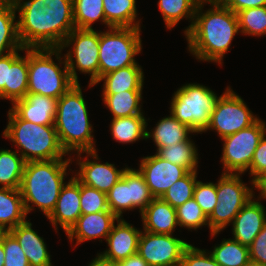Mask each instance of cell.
Listing matches in <instances>:
<instances>
[{"mask_svg":"<svg viewBox=\"0 0 266 266\" xmlns=\"http://www.w3.org/2000/svg\"><path fill=\"white\" fill-rule=\"evenodd\" d=\"M19 13L17 32L24 48H61L75 29L73 0H12Z\"/></svg>","mask_w":266,"mask_h":266,"instance_id":"1","label":"cell"},{"mask_svg":"<svg viewBox=\"0 0 266 266\" xmlns=\"http://www.w3.org/2000/svg\"><path fill=\"white\" fill-rule=\"evenodd\" d=\"M205 3H198L193 24L185 38L189 52L196 59L222 65L235 34L240 32L237 14L221 2H209L212 8L202 12Z\"/></svg>","mask_w":266,"mask_h":266,"instance_id":"2","label":"cell"},{"mask_svg":"<svg viewBox=\"0 0 266 266\" xmlns=\"http://www.w3.org/2000/svg\"><path fill=\"white\" fill-rule=\"evenodd\" d=\"M69 159L26 162L20 185L26 214L34 210L33 205L48 217L54 210L67 175ZM31 203V205L29 204Z\"/></svg>","mask_w":266,"mask_h":266,"instance_id":"3","label":"cell"},{"mask_svg":"<svg viewBox=\"0 0 266 266\" xmlns=\"http://www.w3.org/2000/svg\"><path fill=\"white\" fill-rule=\"evenodd\" d=\"M60 144L70 152H92L95 148L93 128L79 83L73 84L58 100L54 120Z\"/></svg>","mask_w":266,"mask_h":266,"instance_id":"4","label":"cell"},{"mask_svg":"<svg viewBox=\"0 0 266 266\" xmlns=\"http://www.w3.org/2000/svg\"><path fill=\"white\" fill-rule=\"evenodd\" d=\"M8 119L2 135L15 143L25 162L49 161L67 155L54 125H40L23 120L12 109L8 111Z\"/></svg>","mask_w":266,"mask_h":266,"instance_id":"5","label":"cell"},{"mask_svg":"<svg viewBox=\"0 0 266 266\" xmlns=\"http://www.w3.org/2000/svg\"><path fill=\"white\" fill-rule=\"evenodd\" d=\"M61 48H28V91L59 99L75 82L71 79ZM56 56L63 69L53 61Z\"/></svg>","mask_w":266,"mask_h":266,"instance_id":"6","label":"cell"},{"mask_svg":"<svg viewBox=\"0 0 266 266\" xmlns=\"http://www.w3.org/2000/svg\"><path fill=\"white\" fill-rule=\"evenodd\" d=\"M141 28L110 27L99 32V79L112 71L139 65L135 56L141 53Z\"/></svg>","mask_w":266,"mask_h":266,"instance_id":"7","label":"cell"},{"mask_svg":"<svg viewBox=\"0 0 266 266\" xmlns=\"http://www.w3.org/2000/svg\"><path fill=\"white\" fill-rule=\"evenodd\" d=\"M170 113L195 133L206 130L219 97L201 84H186L172 96Z\"/></svg>","mask_w":266,"mask_h":266,"instance_id":"8","label":"cell"},{"mask_svg":"<svg viewBox=\"0 0 266 266\" xmlns=\"http://www.w3.org/2000/svg\"><path fill=\"white\" fill-rule=\"evenodd\" d=\"M241 174L222 173L216 183L217 205L208 217L211 237L216 236L233 222L235 216L251 199L253 188L242 182Z\"/></svg>","mask_w":266,"mask_h":266,"instance_id":"9","label":"cell"},{"mask_svg":"<svg viewBox=\"0 0 266 266\" xmlns=\"http://www.w3.org/2000/svg\"><path fill=\"white\" fill-rule=\"evenodd\" d=\"M71 46L65 54L71 79L79 83L76 69L90 75L89 87L99 80V32L95 29H73L66 37L61 49Z\"/></svg>","mask_w":266,"mask_h":266,"instance_id":"10","label":"cell"},{"mask_svg":"<svg viewBox=\"0 0 266 266\" xmlns=\"http://www.w3.org/2000/svg\"><path fill=\"white\" fill-rule=\"evenodd\" d=\"M266 134V124L258 119L254 124L222 138L223 173L243 174L249 170L260 139Z\"/></svg>","mask_w":266,"mask_h":266,"instance_id":"11","label":"cell"},{"mask_svg":"<svg viewBox=\"0 0 266 266\" xmlns=\"http://www.w3.org/2000/svg\"><path fill=\"white\" fill-rule=\"evenodd\" d=\"M255 117L244 100L230 87L218 98L206 130H215L222 139L254 124Z\"/></svg>","mask_w":266,"mask_h":266,"instance_id":"12","label":"cell"},{"mask_svg":"<svg viewBox=\"0 0 266 266\" xmlns=\"http://www.w3.org/2000/svg\"><path fill=\"white\" fill-rule=\"evenodd\" d=\"M153 199L143 175L129 167L107 193L108 208L119 219L124 210L139 208L141 213Z\"/></svg>","mask_w":266,"mask_h":266,"instance_id":"13","label":"cell"},{"mask_svg":"<svg viewBox=\"0 0 266 266\" xmlns=\"http://www.w3.org/2000/svg\"><path fill=\"white\" fill-rule=\"evenodd\" d=\"M189 244L173 235L142 231L137 253L149 266H180Z\"/></svg>","mask_w":266,"mask_h":266,"instance_id":"14","label":"cell"},{"mask_svg":"<svg viewBox=\"0 0 266 266\" xmlns=\"http://www.w3.org/2000/svg\"><path fill=\"white\" fill-rule=\"evenodd\" d=\"M139 166L138 170L154 198L161 197L173 183L189 172L186 168L171 163L157 154L142 158Z\"/></svg>","mask_w":266,"mask_h":266,"instance_id":"15","label":"cell"},{"mask_svg":"<svg viewBox=\"0 0 266 266\" xmlns=\"http://www.w3.org/2000/svg\"><path fill=\"white\" fill-rule=\"evenodd\" d=\"M81 153L78 154V160L76 164L79 165V172L74 177L81 183L91 188H95L100 192L107 194L111 187L122 177L125 168L119 170L114 164L111 163H99L97 151L85 152L91 156L94 160L91 161L85 157V161H81Z\"/></svg>","mask_w":266,"mask_h":266,"instance_id":"16","label":"cell"},{"mask_svg":"<svg viewBox=\"0 0 266 266\" xmlns=\"http://www.w3.org/2000/svg\"><path fill=\"white\" fill-rule=\"evenodd\" d=\"M81 215L80 182L71 176L68 183L62 186L56 206L47 218L55 230L60 225L67 232Z\"/></svg>","mask_w":266,"mask_h":266,"instance_id":"17","label":"cell"},{"mask_svg":"<svg viewBox=\"0 0 266 266\" xmlns=\"http://www.w3.org/2000/svg\"><path fill=\"white\" fill-rule=\"evenodd\" d=\"M141 232L123 218L118 219L117 225L114 223L106 239L109 248L100 255L117 263L136 254Z\"/></svg>","mask_w":266,"mask_h":266,"instance_id":"18","label":"cell"},{"mask_svg":"<svg viewBox=\"0 0 266 266\" xmlns=\"http://www.w3.org/2000/svg\"><path fill=\"white\" fill-rule=\"evenodd\" d=\"M118 219L110 210L82 214L66 232V235L71 242L74 238L76 239V246L84 241L95 238H104L106 240L115 221Z\"/></svg>","mask_w":266,"mask_h":266,"instance_id":"19","label":"cell"},{"mask_svg":"<svg viewBox=\"0 0 266 266\" xmlns=\"http://www.w3.org/2000/svg\"><path fill=\"white\" fill-rule=\"evenodd\" d=\"M261 202L251 198L233 220L234 240L249 247L266 224V211Z\"/></svg>","mask_w":266,"mask_h":266,"instance_id":"20","label":"cell"},{"mask_svg":"<svg viewBox=\"0 0 266 266\" xmlns=\"http://www.w3.org/2000/svg\"><path fill=\"white\" fill-rule=\"evenodd\" d=\"M12 110L23 120L40 125H54L57 99L27 93L12 104Z\"/></svg>","mask_w":266,"mask_h":266,"instance_id":"21","label":"cell"},{"mask_svg":"<svg viewBox=\"0 0 266 266\" xmlns=\"http://www.w3.org/2000/svg\"><path fill=\"white\" fill-rule=\"evenodd\" d=\"M143 228L146 232L172 235L179 226L176 209L160 197L154 198L141 212Z\"/></svg>","mask_w":266,"mask_h":266,"instance_id":"22","label":"cell"},{"mask_svg":"<svg viewBox=\"0 0 266 266\" xmlns=\"http://www.w3.org/2000/svg\"><path fill=\"white\" fill-rule=\"evenodd\" d=\"M18 241L27 256L30 266H52L51 256L43 237L32 229L30 221H25L9 231Z\"/></svg>","mask_w":266,"mask_h":266,"instance_id":"23","label":"cell"},{"mask_svg":"<svg viewBox=\"0 0 266 266\" xmlns=\"http://www.w3.org/2000/svg\"><path fill=\"white\" fill-rule=\"evenodd\" d=\"M104 81L103 94H115L128 90H142L144 73L141 66L130 65L103 75L96 84Z\"/></svg>","mask_w":266,"mask_h":266,"instance_id":"24","label":"cell"},{"mask_svg":"<svg viewBox=\"0 0 266 266\" xmlns=\"http://www.w3.org/2000/svg\"><path fill=\"white\" fill-rule=\"evenodd\" d=\"M26 217L20 190L0 188V231L9 232L25 222Z\"/></svg>","mask_w":266,"mask_h":266,"instance_id":"25","label":"cell"},{"mask_svg":"<svg viewBox=\"0 0 266 266\" xmlns=\"http://www.w3.org/2000/svg\"><path fill=\"white\" fill-rule=\"evenodd\" d=\"M152 130L146 132V137L147 139L153 138L157 150L170 144L184 142L189 139L190 133H195L185 124L179 122L171 113L170 116L162 118Z\"/></svg>","mask_w":266,"mask_h":266,"instance_id":"26","label":"cell"},{"mask_svg":"<svg viewBox=\"0 0 266 266\" xmlns=\"http://www.w3.org/2000/svg\"><path fill=\"white\" fill-rule=\"evenodd\" d=\"M16 12L12 0H0V56L22 48L18 38Z\"/></svg>","mask_w":266,"mask_h":266,"instance_id":"27","label":"cell"},{"mask_svg":"<svg viewBox=\"0 0 266 266\" xmlns=\"http://www.w3.org/2000/svg\"><path fill=\"white\" fill-rule=\"evenodd\" d=\"M103 9L108 28H140V21H136V0H103Z\"/></svg>","mask_w":266,"mask_h":266,"instance_id":"28","label":"cell"},{"mask_svg":"<svg viewBox=\"0 0 266 266\" xmlns=\"http://www.w3.org/2000/svg\"><path fill=\"white\" fill-rule=\"evenodd\" d=\"M25 56H18L8 66L7 83H5V99L13 104L26 96L28 91V48Z\"/></svg>","mask_w":266,"mask_h":266,"instance_id":"29","label":"cell"},{"mask_svg":"<svg viewBox=\"0 0 266 266\" xmlns=\"http://www.w3.org/2000/svg\"><path fill=\"white\" fill-rule=\"evenodd\" d=\"M103 103L110 110L113 119L143 115L140 101L142 90H128L115 94H102Z\"/></svg>","mask_w":266,"mask_h":266,"instance_id":"30","label":"cell"},{"mask_svg":"<svg viewBox=\"0 0 266 266\" xmlns=\"http://www.w3.org/2000/svg\"><path fill=\"white\" fill-rule=\"evenodd\" d=\"M147 119L144 115L114 118L110 125V131L114 140L119 143H133L147 139Z\"/></svg>","mask_w":266,"mask_h":266,"instance_id":"31","label":"cell"},{"mask_svg":"<svg viewBox=\"0 0 266 266\" xmlns=\"http://www.w3.org/2000/svg\"><path fill=\"white\" fill-rule=\"evenodd\" d=\"M200 0H159L158 7L167 29H172L183 18H189L191 24L186 28V34L194 20L195 11Z\"/></svg>","mask_w":266,"mask_h":266,"instance_id":"32","label":"cell"},{"mask_svg":"<svg viewBox=\"0 0 266 266\" xmlns=\"http://www.w3.org/2000/svg\"><path fill=\"white\" fill-rule=\"evenodd\" d=\"M25 163L17 150L0 149V188L19 189Z\"/></svg>","mask_w":266,"mask_h":266,"instance_id":"33","label":"cell"},{"mask_svg":"<svg viewBox=\"0 0 266 266\" xmlns=\"http://www.w3.org/2000/svg\"><path fill=\"white\" fill-rule=\"evenodd\" d=\"M156 154L171 163L186 168L189 172L197 171L198 153L191 138L184 142L160 148Z\"/></svg>","mask_w":266,"mask_h":266,"instance_id":"34","label":"cell"},{"mask_svg":"<svg viewBox=\"0 0 266 266\" xmlns=\"http://www.w3.org/2000/svg\"><path fill=\"white\" fill-rule=\"evenodd\" d=\"M210 253L221 266H244L250 259L249 247L234 239L222 240Z\"/></svg>","mask_w":266,"mask_h":266,"instance_id":"35","label":"cell"},{"mask_svg":"<svg viewBox=\"0 0 266 266\" xmlns=\"http://www.w3.org/2000/svg\"><path fill=\"white\" fill-rule=\"evenodd\" d=\"M73 17L77 29L92 30L98 20L106 25L103 0H73Z\"/></svg>","mask_w":266,"mask_h":266,"instance_id":"36","label":"cell"},{"mask_svg":"<svg viewBox=\"0 0 266 266\" xmlns=\"http://www.w3.org/2000/svg\"><path fill=\"white\" fill-rule=\"evenodd\" d=\"M196 178L197 171L188 172L184 177L173 183L160 198L176 209L187 200L193 198L194 188L197 183Z\"/></svg>","mask_w":266,"mask_h":266,"instance_id":"37","label":"cell"},{"mask_svg":"<svg viewBox=\"0 0 266 266\" xmlns=\"http://www.w3.org/2000/svg\"><path fill=\"white\" fill-rule=\"evenodd\" d=\"M239 31L251 36L266 35V6L253 7L236 13Z\"/></svg>","mask_w":266,"mask_h":266,"instance_id":"38","label":"cell"},{"mask_svg":"<svg viewBox=\"0 0 266 266\" xmlns=\"http://www.w3.org/2000/svg\"><path fill=\"white\" fill-rule=\"evenodd\" d=\"M178 225L187 227L189 230L208 226V218L194 198L187 200L183 205L176 208Z\"/></svg>","mask_w":266,"mask_h":266,"instance_id":"39","label":"cell"},{"mask_svg":"<svg viewBox=\"0 0 266 266\" xmlns=\"http://www.w3.org/2000/svg\"><path fill=\"white\" fill-rule=\"evenodd\" d=\"M80 206L82 214L108 211L107 194L80 183Z\"/></svg>","mask_w":266,"mask_h":266,"instance_id":"40","label":"cell"},{"mask_svg":"<svg viewBox=\"0 0 266 266\" xmlns=\"http://www.w3.org/2000/svg\"><path fill=\"white\" fill-rule=\"evenodd\" d=\"M4 266H30L25 252L10 232H2Z\"/></svg>","mask_w":266,"mask_h":266,"instance_id":"41","label":"cell"},{"mask_svg":"<svg viewBox=\"0 0 266 266\" xmlns=\"http://www.w3.org/2000/svg\"><path fill=\"white\" fill-rule=\"evenodd\" d=\"M193 198L201 207L203 213L208 218L217 205V193H216V183L207 182L203 183L198 181L194 188Z\"/></svg>","mask_w":266,"mask_h":266,"instance_id":"42","label":"cell"},{"mask_svg":"<svg viewBox=\"0 0 266 266\" xmlns=\"http://www.w3.org/2000/svg\"><path fill=\"white\" fill-rule=\"evenodd\" d=\"M180 266H221L211 253L189 244L183 254Z\"/></svg>","mask_w":266,"mask_h":266,"instance_id":"43","label":"cell"},{"mask_svg":"<svg viewBox=\"0 0 266 266\" xmlns=\"http://www.w3.org/2000/svg\"><path fill=\"white\" fill-rule=\"evenodd\" d=\"M249 174L253 177L251 180V185L253 182L261 175L266 174V138L265 134L260 139L258 147L254 152L252 162L249 167Z\"/></svg>","mask_w":266,"mask_h":266,"instance_id":"44","label":"cell"},{"mask_svg":"<svg viewBox=\"0 0 266 266\" xmlns=\"http://www.w3.org/2000/svg\"><path fill=\"white\" fill-rule=\"evenodd\" d=\"M250 259L266 266V224L249 246Z\"/></svg>","mask_w":266,"mask_h":266,"instance_id":"45","label":"cell"},{"mask_svg":"<svg viewBox=\"0 0 266 266\" xmlns=\"http://www.w3.org/2000/svg\"><path fill=\"white\" fill-rule=\"evenodd\" d=\"M25 50L24 47L7 55L0 56V98L5 99V83H7L8 66L20 55L18 51Z\"/></svg>","mask_w":266,"mask_h":266,"instance_id":"46","label":"cell"},{"mask_svg":"<svg viewBox=\"0 0 266 266\" xmlns=\"http://www.w3.org/2000/svg\"><path fill=\"white\" fill-rule=\"evenodd\" d=\"M221 3L235 13L248 8L266 6V0H222Z\"/></svg>","mask_w":266,"mask_h":266,"instance_id":"47","label":"cell"},{"mask_svg":"<svg viewBox=\"0 0 266 266\" xmlns=\"http://www.w3.org/2000/svg\"><path fill=\"white\" fill-rule=\"evenodd\" d=\"M117 266H149L148 263L138 254L129 256L128 258L118 261Z\"/></svg>","mask_w":266,"mask_h":266,"instance_id":"48","label":"cell"},{"mask_svg":"<svg viewBox=\"0 0 266 266\" xmlns=\"http://www.w3.org/2000/svg\"><path fill=\"white\" fill-rule=\"evenodd\" d=\"M254 187L260 191V197H258V200H260L261 198L266 199V174L259 176L253 182V188Z\"/></svg>","mask_w":266,"mask_h":266,"instance_id":"49","label":"cell"},{"mask_svg":"<svg viewBox=\"0 0 266 266\" xmlns=\"http://www.w3.org/2000/svg\"><path fill=\"white\" fill-rule=\"evenodd\" d=\"M88 266H117L116 263L103 258L100 253L93 259Z\"/></svg>","mask_w":266,"mask_h":266,"instance_id":"50","label":"cell"},{"mask_svg":"<svg viewBox=\"0 0 266 266\" xmlns=\"http://www.w3.org/2000/svg\"><path fill=\"white\" fill-rule=\"evenodd\" d=\"M5 253L2 244V232L0 234V266H4Z\"/></svg>","mask_w":266,"mask_h":266,"instance_id":"51","label":"cell"},{"mask_svg":"<svg viewBox=\"0 0 266 266\" xmlns=\"http://www.w3.org/2000/svg\"><path fill=\"white\" fill-rule=\"evenodd\" d=\"M244 266H264V265H262L261 263H258L256 261H253V260L249 259V261Z\"/></svg>","mask_w":266,"mask_h":266,"instance_id":"52","label":"cell"},{"mask_svg":"<svg viewBox=\"0 0 266 266\" xmlns=\"http://www.w3.org/2000/svg\"><path fill=\"white\" fill-rule=\"evenodd\" d=\"M200 1H204L207 4L209 2H221L222 0H200Z\"/></svg>","mask_w":266,"mask_h":266,"instance_id":"53","label":"cell"}]
</instances>
